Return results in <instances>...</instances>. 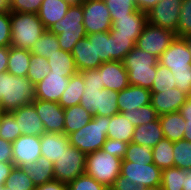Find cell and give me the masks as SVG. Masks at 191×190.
Here are the masks:
<instances>
[{"label": "cell", "mask_w": 191, "mask_h": 190, "mask_svg": "<svg viewBox=\"0 0 191 190\" xmlns=\"http://www.w3.org/2000/svg\"><path fill=\"white\" fill-rule=\"evenodd\" d=\"M2 112H10L35 100V85L27 77L0 74Z\"/></svg>", "instance_id": "6da1fadb"}, {"label": "cell", "mask_w": 191, "mask_h": 190, "mask_svg": "<svg viewBox=\"0 0 191 190\" xmlns=\"http://www.w3.org/2000/svg\"><path fill=\"white\" fill-rule=\"evenodd\" d=\"M11 46L31 50L46 31L35 13L11 12Z\"/></svg>", "instance_id": "7a4b0ae2"}, {"label": "cell", "mask_w": 191, "mask_h": 190, "mask_svg": "<svg viewBox=\"0 0 191 190\" xmlns=\"http://www.w3.org/2000/svg\"><path fill=\"white\" fill-rule=\"evenodd\" d=\"M109 123L110 117L93 115L89 123L68 135L70 145L85 155L102 149L107 139Z\"/></svg>", "instance_id": "3957f363"}, {"label": "cell", "mask_w": 191, "mask_h": 190, "mask_svg": "<svg viewBox=\"0 0 191 190\" xmlns=\"http://www.w3.org/2000/svg\"><path fill=\"white\" fill-rule=\"evenodd\" d=\"M48 30L57 36L62 50L72 52L74 45L87 36L83 24L82 5L70 6L66 15Z\"/></svg>", "instance_id": "277c9868"}, {"label": "cell", "mask_w": 191, "mask_h": 190, "mask_svg": "<svg viewBox=\"0 0 191 190\" xmlns=\"http://www.w3.org/2000/svg\"><path fill=\"white\" fill-rule=\"evenodd\" d=\"M122 159L102 149L86 155L85 174L110 188L121 173Z\"/></svg>", "instance_id": "5b68a950"}, {"label": "cell", "mask_w": 191, "mask_h": 190, "mask_svg": "<svg viewBox=\"0 0 191 190\" xmlns=\"http://www.w3.org/2000/svg\"><path fill=\"white\" fill-rule=\"evenodd\" d=\"M117 98L118 91L85 86L80 105L93 115L112 117L120 113Z\"/></svg>", "instance_id": "8992f818"}, {"label": "cell", "mask_w": 191, "mask_h": 190, "mask_svg": "<svg viewBox=\"0 0 191 190\" xmlns=\"http://www.w3.org/2000/svg\"><path fill=\"white\" fill-rule=\"evenodd\" d=\"M86 155L76 147L69 145L54 164V179L68 184L78 176L85 174Z\"/></svg>", "instance_id": "52a82bcc"}, {"label": "cell", "mask_w": 191, "mask_h": 190, "mask_svg": "<svg viewBox=\"0 0 191 190\" xmlns=\"http://www.w3.org/2000/svg\"><path fill=\"white\" fill-rule=\"evenodd\" d=\"M176 38V33L147 22L137 39L136 47L159 58Z\"/></svg>", "instance_id": "ba28073f"}, {"label": "cell", "mask_w": 191, "mask_h": 190, "mask_svg": "<svg viewBox=\"0 0 191 190\" xmlns=\"http://www.w3.org/2000/svg\"><path fill=\"white\" fill-rule=\"evenodd\" d=\"M82 11L87 35L112 29L110 11L103 0H86L82 5Z\"/></svg>", "instance_id": "9c48e42d"}, {"label": "cell", "mask_w": 191, "mask_h": 190, "mask_svg": "<svg viewBox=\"0 0 191 190\" xmlns=\"http://www.w3.org/2000/svg\"><path fill=\"white\" fill-rule=\"evenodd\" d=\"M126 180L136 183L145 188L157 187L161 185L162 170L154 163H134L122 161L121 173Z\"/></svg>", "instance_id": "30bf717a"}, {"label": "cell", "mask_w": 191, "mask_h": 190, "mask_svg": "<svg viewBox=\"0 0 191 190\" xmlns=\"http://www.w3.org/2000/svg\"><path fill=\"white\" fill-rule=\"evenodd\" d=\"M183 0H161L147 12V20L153 25L177 31Z\"/></svg>", "instance_id": "8fae6325"}, {"label": "cell", "mask_w": 191, "mask_h": 190, "mask_svg": "<svg viewBox=\"0 0 191 190\" xmlns=\"http://www.w3.org/2000/svg\"><path fill=\"white\" fill-rule=\"evenodd\" d=\"M32 104L43 123L45 132L63 133L64 108L59 103L35 99Z\"/></svg>", "instance_id": "7c38bea8"}, {"label": "cell", "mask_w": 191, "mask_h": 190, "mask_svg": "<svg viewBox=\"0 0 191 190\" xmlns=\"http://www.w3.org/2000/svg\"><path fill=\"white\" fill-rule=\"evenodd\" d=\"M40 136L21 135L12 143L13 164L24 168L41 156Z\"/></svg>", "instance_id": "4fadbf2b"}, {"label": "cell", "mask_w": 191, "mask_h": 190, "mask_svg": "<svg viewBox=\"0 0 191 190\" xmlns=\"http://www.w3.org/2000/svg\"><path fill=\"white\" fill-rule=\"evenodd\" d=\"M158 63L171 71L188 70L191 67V52L184 39L175 38L158 58Z\"/></svg>", "instance_id": "5bb4252c"}, {"label": "cell", "mask_w": 191, "mask_h": 190, "mask_svg": "<svg viewBox=\"0 0 191 190\" xmlns=\"http://www.w3.org/2000/svg\"><path fill=\"white\" fill-rule=\"evenodd\" d=\"M147 22V13L137 9L134 13L128 14V17L118 18L109 32L112 36L129 37L137 42Z\"/></svg>", "instance_id": "9a60e30c"}, {"label": "cell", "mask_w": 191, "mask_h": 190, "mask_svg": "<svg viewBox=\"0 0 191 190\" xmlns=\"http://www.w3.org/2000/svg\"><path fill=\"white\" fill-rule=\"evenodd\" d=\"M151 105L158 116L180 111L188 95L174 87L163 92H151Z\"/></svg>", "instance_id": "2e32d148"}, {"label": "cell", "mask_w": 191, "mask_h": 190, "mask_svg": "<svg viewBox=\"0 0 191 190\" xmlns=\"http://www.w3.org/2000/svg\"><path fill=\"white\" fill-rule=\"evenodd\" d=\"M69 84V78L63 74L50 72L35 85V99L58 103Z\"/></svg>", "instance_id": "e0dca14e"}, {"label": "cell", "mask_w": 191, "mask_h": 190, "mask_svg": "<svg viewBox=\"0 0 191 190\" xmlns=\"http://www.w3.org/2000/svg\"><path fill=\"white\" fill-rule=\"evenodd\" d=\"M78 72L98 68L103 62L96 59L94 33L80 39L71 52Z\"/></svg>", "instance_id": "ac0fdd59"}, {"label": "cell", "mask_w": 191, "mask_h": 190, "mask_svg": "<svg viewBox=\"0 0 191 190\" xmlns=\"http://www.w3.org/2000/svg\"><path fill=\"white\" fill-rule=\"evenodd\" d=\"M99 72L104 87L108 90H124L129 84L128 71L121 61L103 62Z\"/></svg>", "instance_id": "d6986e66"}, {"label": "cell", "mask_w": 191, "mask_h": 190, "mask_svg": "<svg viewBox=\"0 0 191 190\" xmlns=\"http://www.w3.org/2000/svg\"><path fill=\"white\" fill-rule=\"evenodd\" d=\"M11 112L14 114L22 135L41 136L45 133L43 123L32 103Z\"/></svg>", "instance_id": "ffe728a7"}, {"label": "cell", "mask_w": 191, "mask_h": 190, "mask_svg": "<svg viewBox=\"0 0 191 190\" xmlns=\"http://www.w3.org/2000/svg\"><path fill=\"white\" fill-rule=\"evenodd\" d=\"M151 94L150 89L129 85L124 90L118 92L117 103L120 113L150 104Z\"/></svg>", "instance_id": "44dd1931"}, {"label": "cell", "mask_w": 191, "mask_h": 190, "mask_svg": "<svg viewBox=\"0 0 191 190\" xmlns=\"http://www.w3.org/2000/svg\"><path fill=\"white\" fill-rule=\"evenodd\" d=\"M69 145V136L64 133L45 132L40 136L41 156L46 157L52 163L59 159Z\"/></svg>", "instance_id": "7402d4cb"}, {"label": "cell", "mask_w": 191, "mask_h": 190, "mask_svg": "<svg viewBox=\"0 0 191 190\" xmlns=\"http://www.w3.org/2000/svg\"><path fill=\"white\" fill-rule=\"evenodd\" d=\"M163 138L164 134L159 119L157 118L147 124L135 126L131 142L153 148Z\"/></svg>", "instance_id": "603a6c76"}, {"label": "cell", "mask_w": 191, "mask_h": 190, "mask_svg": "<svg viewBox=\"0 0 191 190\" xmlns=\"http://www.w3.org/2000/svg\"><path fill=\"white\" fill-rule=\"evenodd\" d=\"M69 7L63 0H43L37 15L48 30L66 15Z\"/></svg>", "instance_id": "cb8c5ba5"}, {"label": "cell", "mask_w": 191, "mask_h": 190, "mask_svg": "<svg viewBox=\"0 0 191 190\" xmlns=\"http://www.w3.org/2000/svg\"><path fill=\"white\" fill-rule=\"evenodd\" d=\"M164 138L176 142L184 138L186 121L179 111L158 116Z\"/></svg>", "instance_id": "d4e9b609"}, {"label": "cell", "mask_w": 191, "mask_h": 190, "mask_svg": "<svg viewBox=\"0 0 191 190\" xmlns=\"http://www.w3.org/2000/svg\"><path fill=\"white\" fill-rule=\"evenodd\" d=\"M92 118L93 114L80 104L65 108L63 133L68 136L72 132L78 131L89 123Z\"/></svg>", "instance_id": "484cf974"}, {"label": "cell", "mask_w": 191, "mask_h": 190, "mask_svg": "<svg viewBox=\"0 0 191 190\" xmlns=\"http://www.w3.org/2000/svg\"><path fill=\"white\" fill-rule=\"evenodd\" d=\"M23 169L35 186L54 180V164L46 157L40 156Z\"/></svg>", "instance_id": "4316f807"}, {"label": "cell", "mask_w": 191, "mask_h": 190, "mask_svg": "<svg viewBox=\"0 0 191 190\" xmlns=\"http://www.w3.org/2000/svg\"><path fill=\"white\" fill-rule=\"evenodd\" d=\"M107 138L120 140L126 143L132 141L135 126L122 113L110 117Z\"/></svg>", "instance_id": "83f0119b"}, {"label": "cell", "mask_w": 191, "mask_h": 190, "mask_svg": "<svg viewBox=\"0 0 191 190\" xmlns=\"http://www.w3.org/2000/svg\"><path fill=\"white\" fill-rule=\"evenodd\" d=\"M31 57L30 50L10 46L7 72L14 76L26 77Z\"/></svg>", "instance_id": "f1b7e54d"}, {"label": "cell", "mask_w": 191, "mask_h": 190, "mask_svg": "<svg viewBox=\"0 0 191 190\" xmlns=\"http://www.w3.org/2000/svg\"><path fill=\"white\" fill-rule=\"evenodd\" d=\"M47 60L50 65V72L63 74L64 77L68 78L78 73L71 52L64 51L60 48L52 55H49Z\"/></svg>", "instance_id": "f546056e"}, {"label": "cell", "mask_w": 191, "mask_h": 190, "mask_svg": "<svg viewBox=\"0 0 191 190\" xmlns=\"http://www.w3.org/2000/svg\"><path fill=\"white\" fill-rule=\"evenodd\" d=\"M83 76L80 72L69 78V84L62 93L59 104L65 109L80 104V99L84 93Z\"/></svg>", "instance_id": "4dcf8cb0"}, {"label": "cell", "mask_w": 191, "mask_h": 190, "mask_svg": "<svg viewBox=\"0 0 191 190\" xmlns=\"http://www.w3.org/2000/svg\"><path fill=\"white\" fill-rule=\"evenodd\" d=\"M96 59L102 62L115 61V46L112 34L107 32L94 33Z\"/></svg>", "instance_id": "1f68e13d"}, {"label": "cell", "mask_w": 191, "mask_h": 190, "mask_svg": "<svg viewBox=\"0 0 191 190\" xmlns=\"http://www.w3.org/2000/svg\"><path fill=\"white\" fill-rule=\"evenodd\" d=\"M153 163L161 170L174 167L173 142L167 138L161 139L152 148Z\"/></svg>", "instance_id": "d6a6232c"}, {"label": "cell", "mask_w": 191, "mask_h": 190, "mask_svg": "<svg viewBox=\"0 0 191 190\" xmlns=\"http://www.w3.org/2000/svg\"><path fill=\"white\" fill-rule=\"evenodd\" d=\"M125 69L129 71L134 68L157 66L158 58L153 54L147 53L144 50L134 47L122 61Z\"/></svg>", "instance_id": "836d02e7"}, {"label": "cell", "mask_w": 191, "mask_h": 190, "mask_svg": "<svg viewBox=\"0 0 191 190\" xmlns=\"http://www.w3.org/2000/svg\"><path fill=\"white\" fill-rule=\"evenodd\" d=\"M60 49L57 36L54 33H51L49 30H46L38 41L35 42L34 46L30 50L32 55L43 56L48 58L49 55H52Z\"/></svg>", "instance_id": "e575fe53"}, {"label": "cell", "mask_w": 191, "mask_h": 190, "mask_svg": "<svg viewBox=\"0 0 191 190\" xmlns=\"http://www.w3.org/2000/svg\"><path fill=\"white\" fill-rule=\"evenodd\" d=\"M156 75V66L134 68L128 71L129 84L151 89Z\"/></svg>", "instance_id": "d590c367"}, {"label": "cell", "mask_w": 191, "mask_h": 190, "mask_svg": "<svg viewBox=\"0 0 191 190\" xmlns=\"http://www.w3.org/2000/svg\"><path fill=\"white\" fill-rule=\"evenodd\" d=\"M5 188L11 190H35V185L21 167L14 166L5 182Z\"/></svg>", "instance_id": "8d00e7d4"}, {"label": "cell", "mask_w": 191, "mask_h": 190, "mask_svg": "<svg viewBox=\"0 0 191 190\" xmlns=\"http://www.w3.org/2000/svg\"><path fill=\"white\" fill-rule=\"evenodd\" d=\"M122 114L130 120V122L134 126L147 124L152 122L158 118V114L156 113L153 106L150 104L141 106L139 108H133V110H127L122 112Z\"/></svg>", "instance_id": "74e56055"}, {"label": "cell", "mask_w": 191, "mask_h": 190, "mask_svg": "<svg viewBox=\"0 0 191 190\" xmlns=\"http://www.w3.org/2000/svg\"><path fill=\"white\" fill-rule=\"evenodd\" d=\"M50 73V65L47 58L32 55L26 77L36 85Z\"/></svg>", "instance_id": "f35d334b"}, {"label": "cell", "mask_w": 191, "mask_h": 190, "mask_svg": "<svg viewBox=\"0 0 191 190\" xmlns=\"http://www.w3.org/2000/svg\"><path fill=\"white\" fill-rule=\"evenodd\" d=\"M21 135L14 114L1 111L0 138L13 143Z\"/></svg>", "instance_id": "ab89813d"}, {"label": "cell", "mask_w": 191, "mask_h": 190, "mask_svg": "<svg viewBox=\"0 0 191 190\" xmlns=\"http://www.w3.org/2000/svg\"><path fill=\"white\" fill-rule=\"evenodd\" d=\"M174 166L191 169V142L181 139L173 142Z\"/></svg>", "instance_id": "60d3db41"}, {"label": "cell", "mask_w": 191, "mask_h": 190, "mask_svg": "<svg viewBox=\"0 0 191 190\" xmlns=\"http://www.w3.org/2000/svg\"><path fill=\"white\" fill-rule=\"evenodd\" d=\"M184 169L171 167L162 170L160 187L163 190H183Z\"/></svg>", "instance_id": "b9f144b4"}, {"label": "cell", "mask_w": 191, "mask_h": 190, "mask_svg": "<svg viewBox=\"0 0 191 190\" xmlns=\"http://www.w3.org/2000/svg\"><path fill=\"white\" fill-rule=\"evenodd\" d=\"M110 11L112 24L118 19L128 17L137 10L134 0H103Z\"/></svg>", "instance_id": "7bdbcfd3"}, {"label": "cell", "mask_w": 191, "mask_h": 190, "mask_svg": "<svg viewBox=\"0 0 191 190\" xmlns=\"http://www.w3.org/2000/svg\"><path fill=\"white\" fill-rule=\"evenodd\" d=\"M174 87H176V83L173 72L167 67L158 63L156 66V75L150 91L163 92Z\"/></svg>", "instance_id": "ee69618b"}, {"label": "cell", "mask_w": 191, "mask_h": 190, "mask_svg": "<svg viewBox=\"0 0 191 190\" xmlns=\"http://www.w3.org/2000/svg\"><path fill=\"white\" fill-rule=\"evenodd\" d=\"M122 161L134 163H153L152 148L130 142Z\"/></svg>", "instance_id": "f6af8a7d"}, {"label": "cell", "mask_w": 191, "mask_h": 190, "mask_svg": "<svg viewBox=\"0 0 191 190\" xmlns=\"http://www.w3.org/2000/svg\"><path fill=\"white\" fill-rule=\"evenodd\" d=\"M176 38L191 36V0H183L177 24Z\"/></svg>", "instance_id": "bcb514c9"}, {"label": "cell", "mask_w": 191, "mask_h": 190, "mask_svg": "<svg viewBox=\"0 0 191 190\" xmlns=\"http://www.w3.org/2000/svg\"><path fill=\"white\" fill-rule=\"evenodd\" d=\"M67 185L68 190H109L108 187L86 174L78 176L74 181L69 182Z\"/></svg>", "instance_id": "7dc6e473"}, {"label": "cell", "mask_w": 191, "mask_h": 190, "mask_svg": "<svg viewBox=\"0 0 191 190\" xmlns=\"http://www.w3.org/2000/svg\"><path fill=\"white\" fill-rule=\"evenodd\" d=\"M115 46V61H123L124 57L136 46L129 37L113 36Z\"/></svg>", "instance_id": "c3c4849f"}, {"label": "cell", "mask_w": 191, "mask_h": 190, "mask_svg": "<svg viewBox=\"0 0 191 190\" xmlns=\"http://www.w3.org/2000/svg\"><path fill=\"white\" fill-rule=\"evenodd\" d=\"M43 0H10V11L37 14Z\"/></svg>", "instance_id": "681fc988"}, {"label": "cell", "mask_w": 191, "mask_h": 190, "mask_svg": "<svg viewBox=\"0 0 191 190\" xmlns=\"http://www.w3.org/2000/svg\"><path fill=\"white\" fill-rule=\"evenodd\" d=\"M10 12L0 13V46H11Z\"/></svg>", "instance_id": "f907efd6"}, {"label": "cell", "mask_w": 191, "mask_h": 190, "mask_svg": "<svg viewBox=\"0 0 191 190\" xmlns=\"http://www.w3.org/2000/svg\"><path fill=\"white\" fill-rule=\"evenodd\" d=\"M128 144L129 143L120 140L107 138L106 142L102 146V150L123 159L126 154Z\"/></svg>", "instance_id": "816d5d0a"}, {"label": "cell", "mask_w": 191, "mask_h": 190, "mask_svg": "<svg viewBox=\"0 0 191 190\" xmlns=\"http://www.w3.org/2000/svg\"><path fill=\"white\" fill-rule=\"evenodd\" d=\"M175 78L176 88L191 95V67L188 70L172 71Z\"/></svg>", "instance_id": "f5cc1de1"}, {"label": "cell", "mask_w": 191, "mask_h": 190, "mask_svg": "<svg viewBox=\"0 0 191 190\" xmlns=\"http://www.w3.org/2000/svg\"><path fill=\"white\" fill-rule=\"evenodd\" d=\"M80 73L83 76L84 86L104 87L102 80H101L99 67L96 69L83 70Z\"/></svg>", "instance_id": "db71d44e"}, {"label": "cell", "mask_w": 191, "mask_h": 190, "mask_svg": "<svg viewBox=\"0 0 191 190\" xmlns=\"http://www.w3.org/2000/svg\"><path fill=\"white\" fill-rule=\"evenodd\" d=\"M109 190H146V188L136 183L134 184L130 180H126V178L120 174Z\"/></svg>", "instance_id": "11a10c76"}, {"label": "cell", "mask_w": 191, "mask_h": 190, "mask_svg": "<svg viewBox=\"0 0 191 190\" xmlns=\"http://www.w3.org/2000/svg\"><path fill=\"white\" fill-rule=\"evenodd\" d=\"M0 162H13L12 143L0 138Z\"/></svg>", "instance_id": "9f6ffc18"}, {"label": "cell", "mask_w": 191, "mask_h": 190, "mask_svg": "<svg viewBox=\"0 0 191 190\" xmlns=\"http://www.w3.org/2000/svg\"><path fill=\"white\" fill-rule=\"evenodd\" d=\"M35 190H68V185L54 179L42 185L36 186Z\"/></svg>", "instance_id": "6f0895ef"}, {"label": "cell", "mask_w": 191, "mask_h": 190, "mask_svg": "<svg viewBox=\"0 0 191 190\" xmlns=\"http://www.w3.org/2000/svg\"><path fill=\"white\" fill-rule=\"evenodd\" d=\"M13 167V162H0V186L5 185Z\"/></svg>", "instance_id": "680465c9"}, {"label": "cell", "mask_w": 191, "mask_h": 190, "mask_svg": "<svg viewBox=\"0 0 191 190\" xmlns=\"http://www.w3.org/2000/svg\"><path fill=\"white\" fill-rule=\"evenodd\" d=\"M138 10L147 13L161 0H134Z\"/></svg>", "instance_id": "91938a15"}, {"label": "cell", "mask_w": 191, "mask_h": 190, "mask_svg": "<svg viewBox=\"0 0 191 190\" xmlns=\"http://www.w3.org/2000/svg\"><path fill=\"white\" fill-rule=\"evenodd\" d=\"M9 47L0 46V74L7 72Z\"/></svg>", "instance_id": "94428289"}, {"label": "cell", "mask_w": 191, "mask_h": 190, "mask_svg": "<svg viewBox=\"0 0 191 190\" xmlns=\"http://www.w3.org/2000/svg\"><path fill=\"white\" fill-rule=\"evenodd\" d=\"M179 112L185 120H191V95L187 97L186 103L180 108Z\"/></svg>", "instance_id": "6125c7cd"}, {"label": "cell", "mask_w": 191, "mask_h": 190, "mask_svg": "<svg viewBox=\"0 0 191 190\" xmlns=\"http://www.w3.org/2000/svg\"><path fill=\"white\" fill-rule=\"evenodd\" d=\"M183 190H191V169L184 170Z\"/></svg>", "instance_id": "be15d7a7"}, {"label": "cell", "mask_w": 191, "mask_h": 190, "mask_svg": "<svg viewBox=\"0 0 191 190\" xmlns=\"http://www.w3.org/2000/svg\"><path fill=\"white\" fill-rule=\"evenodd\" d=\"M185 121H186V125H185L183 139L191 142V120H185Z\"/></svg>", "instance_id": "e7e4bbea"}, {"label": "cell", "mask_w": 191, "mask_h": 190, "mask_svg": "<svg viewBox=\"0 0 191 190\" xmlns=\"http://www.w3.org/2000/svg\"><path fill=\"white\" fill-rule=\"evenodd\" d=\"M10 12V0H0V13Z\"/></svg>", "instance_id": "03108f58"}, {"label": "cell", "mask_w": 191, "mask_h": 190, "mask_svg": "<svg viewBox=\"0 0 191 190\" xmlns=\"http://www.w3.org/2000/svg\"><path fill=\"white\" fill-rule=\"evenodd\" d=\"M70 6H78V5H83L86 0H63Z\"/></svg>", "instance_id": "003e7915"}, {"label": "cell", "mask_w": 191, "mask_h": 190, "mask_svg": "<svg viewBox=\"0 0 191 190\" xmlns=\"http://www.w3.org/2000/svg\"><path fill=\"white\" fill-rule=\"evenodd\" d=\"M191 52V36L183 38Z\"/></svg>", "instance_id": "a7ac6f4b"}, {"label": "cell", "mask_w": 191, "mask_h": 190, "mask_svg": "<svg viewBox=\"0 0 191 190\" xmlns=\"http://www.w3.org/2000/svg\"><path fill=\"white\" fill-rule=\"evenodd\" d=\"M146 190H163V189L160 186H157V187L146 188Z\"/></svg>", "instance_id": "89a4df30"}, {"label": "cell", "mask_w": 191, "mask_h": 190, "mask_svg": "<svg viewBox=\"0 0 191 190\" xmlns=\"http://www.w3.org/2000/svg\"><path fill=\"white\" fill-rule=\"evenodd\" d=\"M0 190H11L10 188H5L4 185L0 186Z\"/></svg>", "instance_id": "2644e50d"}, {"label": "cell", "mask_w": 191, "mask_h": 190, "mask_svg": "<svg viewBox=\"0 0 191 190\" xmlns=\"http://www.w3.org/2000/svg\"><path fill=\"white\" fill-rule=\"evenodd\" d=\"M0 111H2V107H1V96H0Z\"/></svg>", "instance_id": "8c879c8a"}]
</instances>
